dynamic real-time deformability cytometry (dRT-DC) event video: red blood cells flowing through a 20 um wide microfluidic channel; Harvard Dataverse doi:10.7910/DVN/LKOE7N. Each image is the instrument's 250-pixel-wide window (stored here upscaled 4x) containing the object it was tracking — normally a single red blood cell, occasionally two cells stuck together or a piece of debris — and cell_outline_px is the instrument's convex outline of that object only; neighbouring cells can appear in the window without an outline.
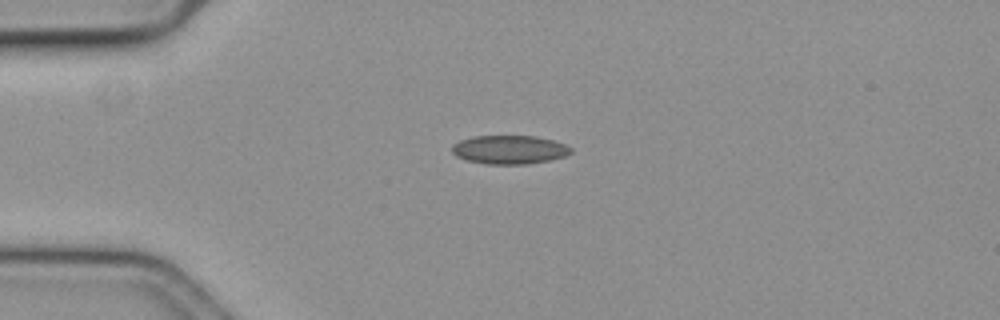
{"species": "common noctule bat (a hibernating species)", "species_latin": "Nyctalus noctula", "temperature_condition": "cold", "stored_images_in_passage": 57, "camera_frame_rate_fps": 3000, "um_per_image_px": 0.085, "animal": {"sex": "female", "body_mass_g": 19.3, "forearm_length_mm": 54.1}, "frame": {"image": 1, "passage_image": 14, "time_ms": 4.333, "image_size_px": [1000, 320], "cell_outline_px": [[572, 152], [564, 156], [548, 160], [528, 164], [488, 164], [468, 160], [456, 156], [452, 152], [452, 144], [460, 140], [472, 136], [536, 136], [552, 140], [564, 144], [572, 148]], "centroid_in_image_um": [43.28, 12.71], "position_along_channel_um": 41.7, "area_um2": 19.77}}
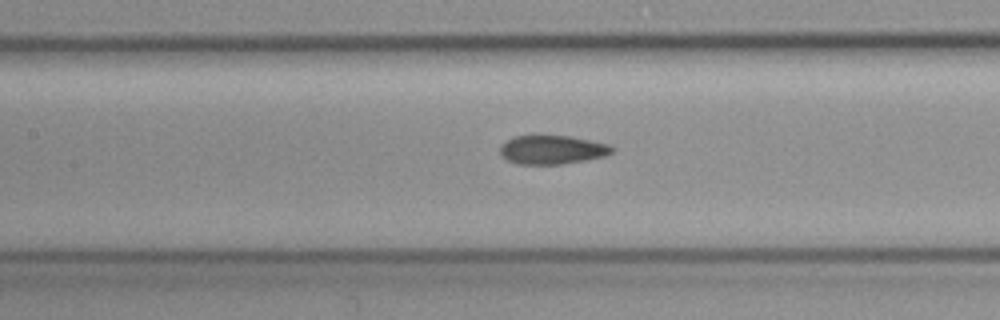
{"frame": {"image": 2, "passage_image": 26, "time_ms": 8.333, "image_size_px": [1000, 320], "cell_outline_px": [[612, 152], [604, 156], [584, 160], [560, 164], [516, 164], [500, 156], [500, 148], [508, 140], [516, 136], [572, 136], [592, 140], [608, 144], [612, 148]], "centroid_in_image_um": [46.92, 12.73], "position_along_channel_um": 160.5, "area_um2": 18.55}}
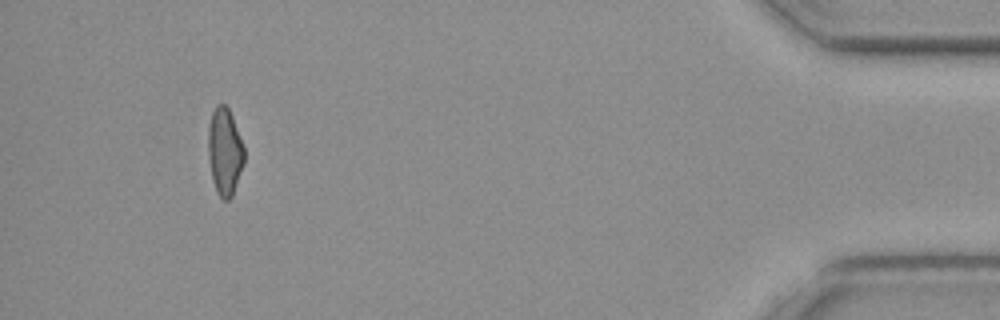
{"frame": {"image": 3, "passage_image": 53, "time_ms": 17.333, "image_size_px": [1000, 320], "cell_outline_px": [[244, 164], [232, 196], [228, 200], [224, 200], [216, 192], [212, 180], [208, 160], [208, 128], [212, 112], [216, 104], [224, 104], [228, 108], [232, 116], [244, 148]], "centroid_in_image_um": [19.08, 12.9], "position_along_channel_um": 416.1, "area_um2": 18.38}, "authors_computed_cell_mechanics": {"area_um2": 18.8428, "velocity_mm_per_s": 3.6375, "shape_relaxation_time_tau1_ms": null, "shape_relaxation_time_tau2_ms": 3.0186, "deformation_change_tau1": null, "deformation_change_tau2": 0.0827}}